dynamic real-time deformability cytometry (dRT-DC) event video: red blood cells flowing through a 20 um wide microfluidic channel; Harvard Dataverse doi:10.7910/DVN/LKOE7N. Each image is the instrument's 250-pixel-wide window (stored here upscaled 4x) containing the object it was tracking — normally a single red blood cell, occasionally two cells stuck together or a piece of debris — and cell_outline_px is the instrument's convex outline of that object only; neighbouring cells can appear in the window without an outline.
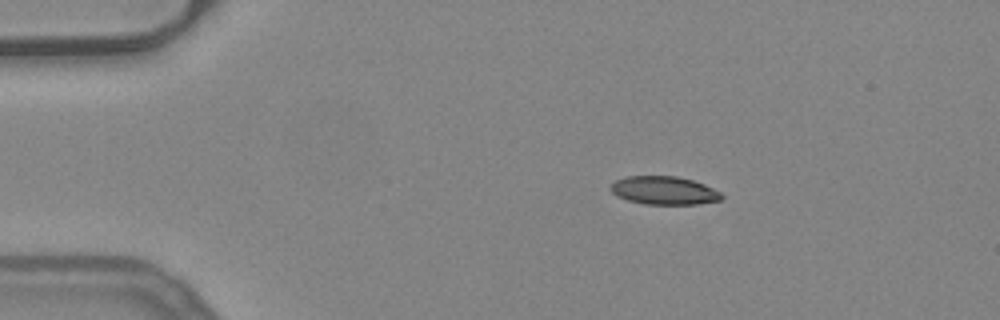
{"species": "common noctule bat (a hibernating species)", "species_latin": "Nyctalus noctula", "temperature_condition": "warm", "stored_images_in_passage": 44, "camera_frame_rate_fps": 3000, "um_per_image_px": 0.085, "animal": {"sex": "female", "body_mass_g": 24.6, "forearm_length_mm": 56.2}, "frame": {"image": 1, "passage_image": 1, "time_ms": 0.0, "image_size_px": [1000, 320], "cell_outline_px": [[724, 196], [720, 200], [696, 204], [644, 204], [628, 200], [616, 196], [608, 188], [616, 180], [628, 176], [676, 176], [692, 180], [704, 184], [720, 192]], "centroid_in_image_um": [56.42, 16.19], "position_along_channel_um": 28.6, "area_um2": 18.21}}
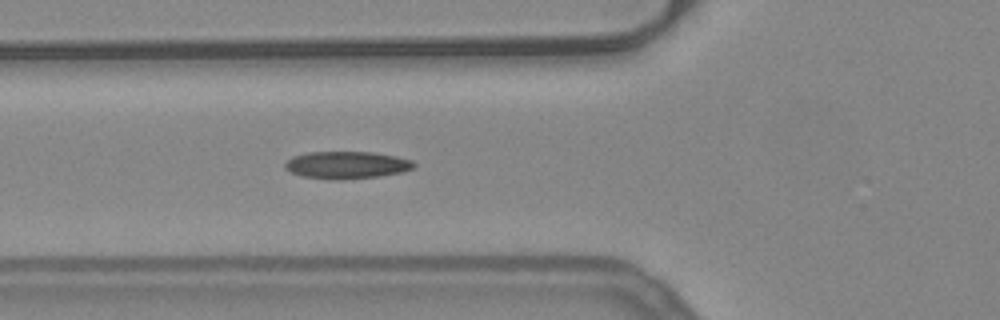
{"frame": {"image": 2, "passage_image": 11, "time_ms": 3.333, "image_size_px": [1000, 320], "cell_outline_px": [[416, 164], [412, 168], [400, 172], [380, 176], [340, 180], [328, 180], [304, 176], [292, 172], [284, 168], [284, 164], [292, 156], [308, 152], [372, 152], [396, 156], [412, 160]], "centroid_in_image_um": [29.45, 14.02], "position_along_channel_um": 96.3, "area_um2": 20.52}}
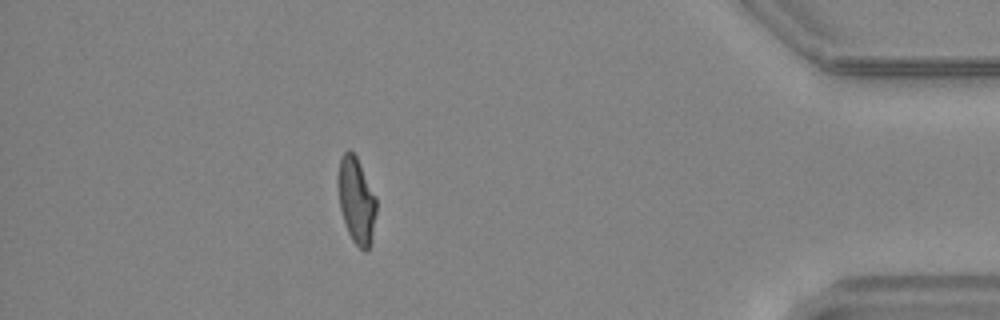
{"frame": {"image": 3, "passage_image": 38, "time_ms": 12.333, "image_size_px": [1000, 320], "cell_outline_px": [[376, 212], [372, 240], [368, 248], [364, 252], [352, 240], [348, 232], [340, 208], [336, 184], [336, 176], [340, 160], [344, 152], [348, 148], [356, 156], [376, 196]], "centroid_in_image_um": [30.27, 17.01], "position_along_channel_um": 404.9, "area_um2": 19.42}, "authors_computed_cell_mechanics": {"area_um2": 19.6231, "velocity_mm_per_s": 3.9536, "shape_relaxation_time_tau1_ms": null, "shape_relaxation_time_tau2_ms": 1.6332, "deformation_change_tau1": null, "deformation_change_tau2": 0.0956}}